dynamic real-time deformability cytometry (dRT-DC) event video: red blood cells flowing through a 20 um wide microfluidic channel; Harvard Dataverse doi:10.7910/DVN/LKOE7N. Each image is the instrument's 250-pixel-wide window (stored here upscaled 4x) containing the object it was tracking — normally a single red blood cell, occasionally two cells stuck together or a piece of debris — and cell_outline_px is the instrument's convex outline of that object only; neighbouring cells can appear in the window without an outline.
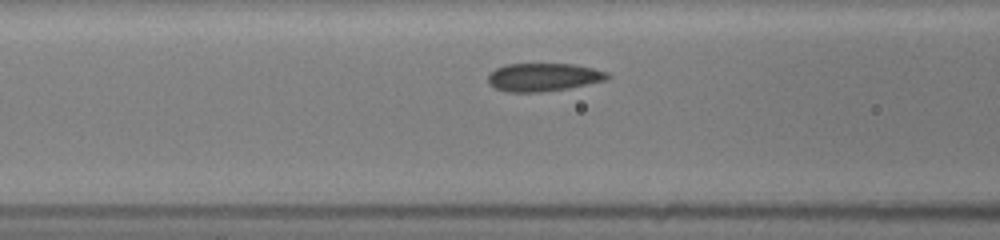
{"species": "common noctule bat (a hibernating species)", "species_latin": "Nyctalus noctula", "temperature_condition": "room temperature", "stored_images_in_passage": 15, "camera_frame_rate_fps": 3000, "um_per_image_px": 0.085, "animal": {"sex": "female", "body_mass_g": 19.5, "forearm_length_mm": 54.1}, "frame": {"image": 1, "passage_image": 13, "time_ms": 4.0, "image_size_px": [1000, 240], "cell_outline_px": [[612, 76], [608, 80], [568, 88], [540, 92], [508, 92], [496, 88], [488, 84], [488, 76], [496, 68], [504, 64], [576, 64], [608, 72]], "centroid_in_image_um": [46.22, 6.56], "position_along_channel_um": 120.4, "area_um2": 19.65}}